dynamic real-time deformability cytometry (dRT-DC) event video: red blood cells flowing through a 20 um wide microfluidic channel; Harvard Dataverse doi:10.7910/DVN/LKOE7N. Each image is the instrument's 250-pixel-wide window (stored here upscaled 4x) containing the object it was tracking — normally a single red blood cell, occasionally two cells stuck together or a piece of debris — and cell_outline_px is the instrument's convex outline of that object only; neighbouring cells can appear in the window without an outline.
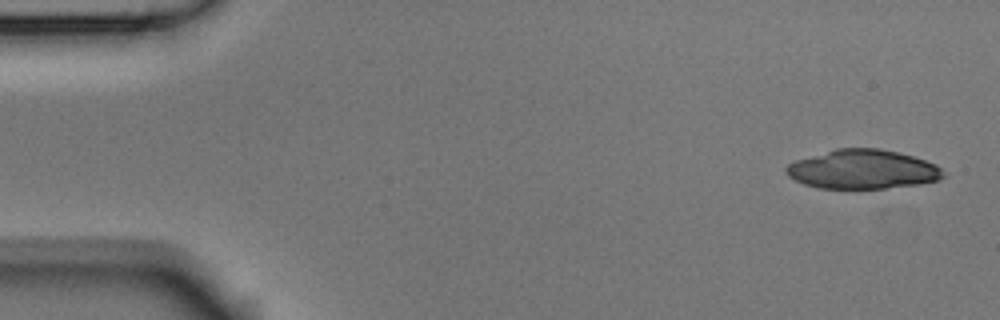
{"species": "Egyptian fruit bat (a non-hibernating species)", "species_latin": "Rousettus aegyptiacus", "temperature_condition": "room temperature", "stored_images_in_passage": 5, "camera_frame_rate_fps": 3000, "um_per_image_px": 0.085, "animal": {"sex": "male"}, "frame": {"image": 1, "passage_image": 1, "time_ms": 0.0, "image_size_px": [1000, 320], "cell_outline_px": [[944, 176], [940, 180], [920, 184], [884, 188], [820, 188], [804, 184], [788, 176], [784, 172], [784, 168], [788, 164], [796, 160], [836, 148], [880, 148], [912, 156], [936, 164], [944, 172]], "centroid_in_image_um": [73.32, 14.39], "position_along_channel_um": 11.7, "area_um2": 35.78}}